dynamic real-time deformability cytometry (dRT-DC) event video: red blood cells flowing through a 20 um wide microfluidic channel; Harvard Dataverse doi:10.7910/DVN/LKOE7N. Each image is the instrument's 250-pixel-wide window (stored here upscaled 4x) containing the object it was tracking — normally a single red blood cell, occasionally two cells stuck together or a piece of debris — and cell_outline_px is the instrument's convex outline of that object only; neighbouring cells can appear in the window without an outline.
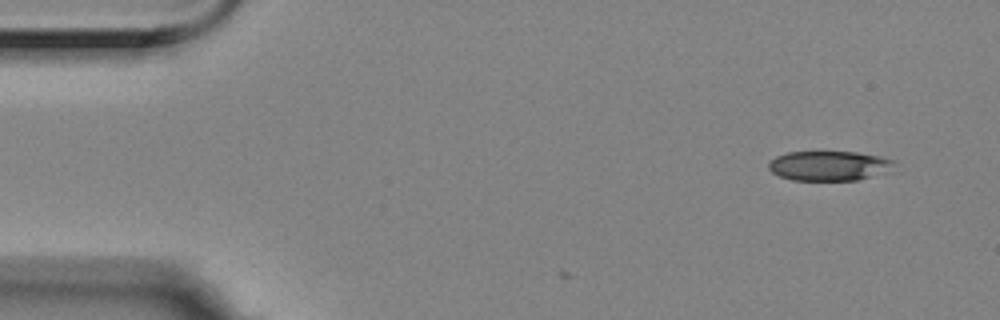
{"species": "Egyptian fruit bat (a non-hibernating species)", "species_latin": "Rousettus aegyptiacus", "temperature_condition": "room temperature", "stored_images_in_passage": 3, "camera_frame_rate_fps": 3000, "um_per_image_px": 0.085, "animal": {"sex": "female"}, "frame": {"image": 1, "passage_image": 3, "time_ms": 0.667, "image_size_px": [1000, 320], "cell_outline_px": [[896, 172], [856, 180], [792, 180], [780, 176], [772, 172], [768, 168], [768, 164], [776, 156], [788, 152], [856, 152], [880, 156], [892, 160]], "centroid_in_image_um": [70.55, 14.1], "position_along_channel_um": 14.4, "area_um2": 22.02}}